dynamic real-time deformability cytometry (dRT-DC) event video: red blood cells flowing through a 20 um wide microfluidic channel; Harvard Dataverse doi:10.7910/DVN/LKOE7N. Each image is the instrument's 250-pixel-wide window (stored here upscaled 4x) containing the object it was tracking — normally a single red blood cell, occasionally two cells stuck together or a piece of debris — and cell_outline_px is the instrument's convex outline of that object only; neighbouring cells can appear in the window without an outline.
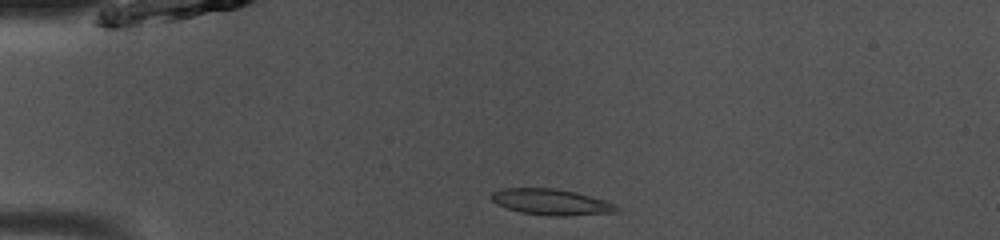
{"species": "common noctule bat (a hibernating species)", "species_latin": "Nyctalus noctula", "temperature_condition": "room temperature", "stored_images_in_passage": 38, "camera_frame_rate_fps": 3000, "um_per_image_px": 0.085, "animal": {"sex": "male", "body_mass_g": 13.0, "forearm_length_mm": 53.1}, "frame": {"image": 1, "passage_image": 1, "time_ms": 0.0, "image_size_px": [1000, 240], "cell_outline_px": [[620, 212], [564, 216], [548, 216], [520, 212], [496, 204], [492, 200], [492, 192], [500, 188], [552, 188], [576, 192], [604, 200], [616, 204], [620, 208]], "centroid_in_image_um": [46.88, 17.17], "position_along_channel_um": 38.1, "area_um2": 19.07}}
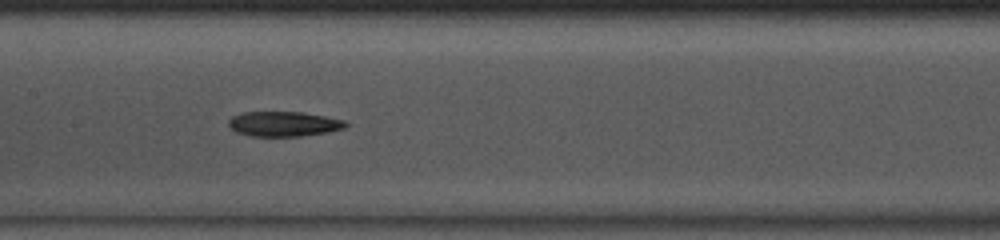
{"frame": {"image": 2, "passage_image": 14, "time_ms": 4.333, "image_size_px": [1000, 240], "cell_outline_px": [[348, 124], [344, 128], [328, 132], [300, 136], [252, 136], [236, 132], [228, 124], [228, 120], [232, 116], [244, 112], [300, 112], [324, 116], [344, 120]], "centroid_in_image_um": [24.11, 10.53], "position_along_channel_um": 183.3, "area_um2": 16.88}}
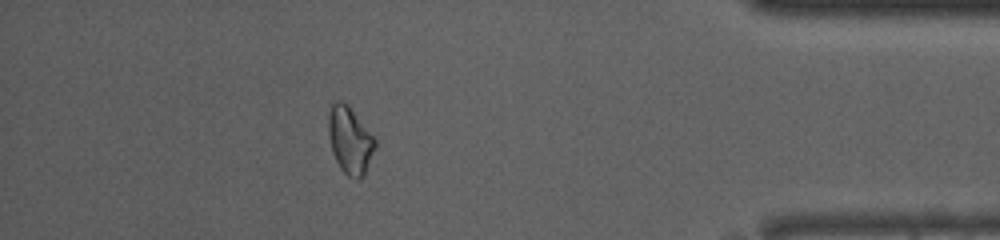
{"frame": {"image": 3, "passage_image": 33, "time_ms": 10.667, "image_size_px": [1000, 240], "cell_outline_px": [[376, 144], [364, 176], [348, 176], [340, 168], [332, 152], [328, 136], [328, 116], [332, 104], [336, 100], [348, 104], [376, 140]], "centroid_in_image_um": [29.72, 11.89], "position_along_channel_um": 405.5, "area_um2": 17.92}}